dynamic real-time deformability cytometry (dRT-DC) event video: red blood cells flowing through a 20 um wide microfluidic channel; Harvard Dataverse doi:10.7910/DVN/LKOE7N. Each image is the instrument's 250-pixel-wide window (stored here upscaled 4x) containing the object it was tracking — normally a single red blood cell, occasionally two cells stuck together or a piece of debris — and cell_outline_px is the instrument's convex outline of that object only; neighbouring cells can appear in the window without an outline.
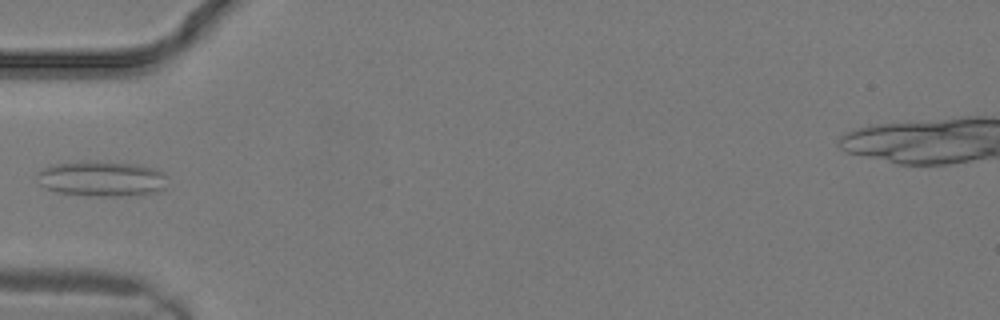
{"species": "common noctule bat (a hibernating species)", "species_latin": "Nyctalus noctula", "temperature_condition": "warm", "stored_images_in_passage": 8, "camera_frame_rate_fps": 3000, "um_per_image_px": 0.085, "animal": {"sex": "male", "body_mass_g": 19.2, "forearm_length_mm": 51.8}, "frame": {"image": 1, "passage_image": 4, "time_ms": 1.0, "image_size_px": [1000, 320], "cell_outline_px": [[168, 176], [164, 188], [160, 192], [136, 196], [88, 196], [56, 192], [44, 188], [40, 184], [36, 172], [40, 168], [52, 164], [88, 160], [136, 164], [156, 168], [164, 172]], "centroid_in_image_um": [8.66, 15.19], "position_along_channel_um": 76.3, "area_um2": 27.74}}
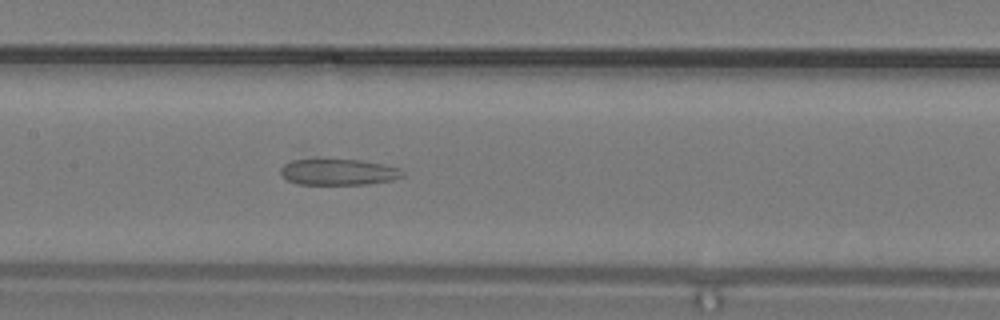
{"frame": {"image": 2, "passage_image": 8, "time_ms": 2.333, "image_size_px": [1000, 320], "cell_outline_px": [[404, 176], [392, 180], [368, 184], [300, 184], [288, 180], [280, 172], [280, 168], [284, 164], [292, 160], [360, 160], [384, 164], [400, 168], [404, 172]], "centroid_in_image_um": [28.81, 14.62], "position_along_channel_um": 178.6, "area_um2": 18.38}}